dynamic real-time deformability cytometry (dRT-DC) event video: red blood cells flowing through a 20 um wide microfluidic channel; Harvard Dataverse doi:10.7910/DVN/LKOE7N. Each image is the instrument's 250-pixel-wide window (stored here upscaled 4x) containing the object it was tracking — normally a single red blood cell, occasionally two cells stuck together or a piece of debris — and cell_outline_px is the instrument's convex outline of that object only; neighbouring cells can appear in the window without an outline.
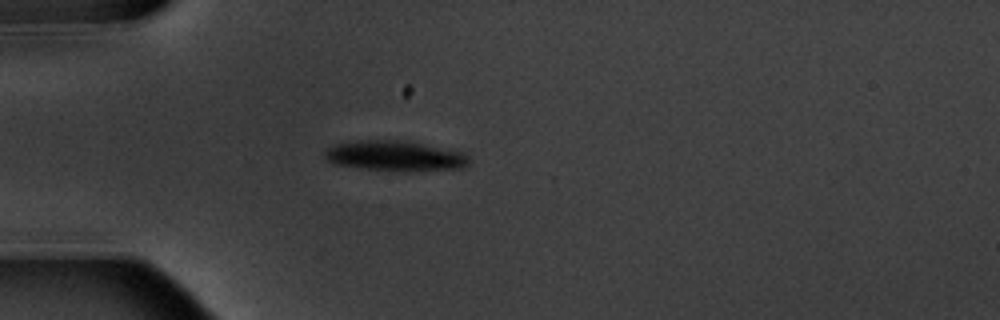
{"species": "common noctule bat (a hibernating species)", "species_latin": "Nyctalus noctula", "temperature_condition": "warm", "stored_images_in_passage": 5, "camera_frame_rate_fps": 3000, "um_per_image_px": 0.085, "animal": {"sex": "male", "body_mass_g": 20.1, "forearm_length_mm": 53.5}, "frame": {"image": 1, "passage_image": 4, "time_ms": 3.667, "image_size_px": [1000, 320], "cell_outline_px": [[472, 160], [464, 168], [364, 168], [336, 164], [328, 160], [324, 156], [324, 152], [328, 148], [336, 144], [360, 140], [408, 140], [464, 152]], "centroid_in_image_um": [33.59, 13.18], "position_along_channel_um": 51.4, "area_um2": 24.33}}